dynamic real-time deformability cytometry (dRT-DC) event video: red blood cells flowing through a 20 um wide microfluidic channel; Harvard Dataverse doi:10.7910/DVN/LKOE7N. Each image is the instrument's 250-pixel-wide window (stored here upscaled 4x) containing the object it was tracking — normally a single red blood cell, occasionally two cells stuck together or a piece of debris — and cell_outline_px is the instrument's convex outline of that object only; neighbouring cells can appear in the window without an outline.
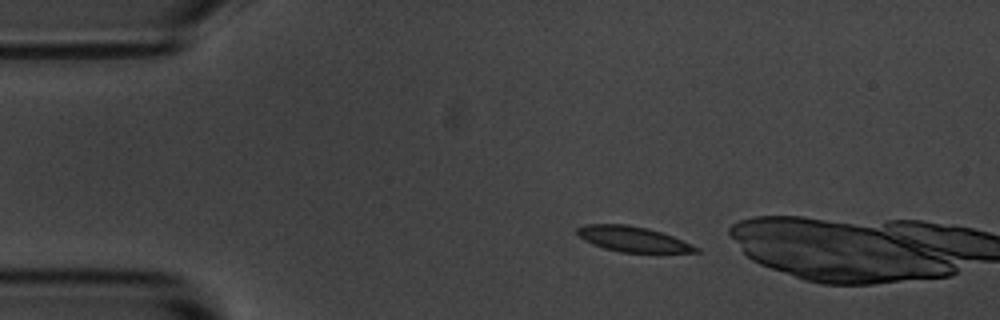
{"species": "common noctule bat (a hibernating species)", "species_latin": "Nyctalus noctula", "temperature_condition": "room temperature", "stored_images_in_passage": 3, "camera_frame_rate_fps": 3000, "um_per_image_px": 0.085, "animal": {"sex": "male", "body_mass_g": 20.1, "forearm_length_mm": 53.5}, "frame": {"image": 1, "passage_image": 2, "time_ms": 1.0, "image_size_px": [1000, 320], "cell_outline_px": [[704, 252], [620, 252], [604, 248], [592, 244], [584, 240], [576, 232], [576, 228], [584, 224], [624, 224], [648, 228], [672, 236], [692, 244], [700, 248]], "centroid_in_image_um": [53.79, 20.32], "position_along_channel_um": 31.2, "area_um2": 17.46}}